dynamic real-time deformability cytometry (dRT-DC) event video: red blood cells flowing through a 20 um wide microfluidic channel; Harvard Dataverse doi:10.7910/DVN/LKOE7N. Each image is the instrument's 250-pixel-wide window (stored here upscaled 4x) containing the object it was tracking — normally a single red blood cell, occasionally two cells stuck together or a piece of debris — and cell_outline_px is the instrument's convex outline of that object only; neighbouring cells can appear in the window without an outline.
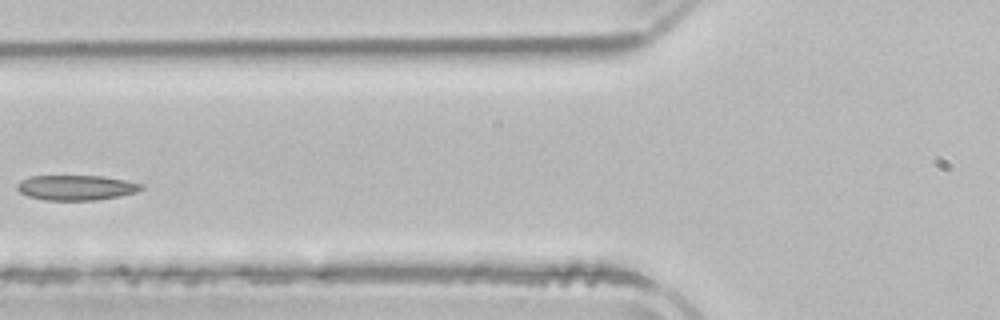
{"species": "common noctule bat (a hibernating species)", "species_latin": "Nyctalus noctula", "temperature_condition": "room temperature", "stored_images_in_passage": 3, "camera_frame_rate_fps": 3000, "um_per_image_px": 0.085, "animal": {"sex": "male", "body_mass_g": 21.5, "forearm_length_mm": 52.0}, "frame": {"image": 1, "passage_image": 3, "time_ms": 2.667, "image_size_px": [1000, 320], "cell_outline_px": [[144, 188], [136, 192], [120, 196], [96, 200], [44, 200], [28, 196], [20, 192], [16, 188], [16, 184], [20, 180], [28, 176], [100, 176], [124, 180], [144, 184]], "centroid_in_image_um": [6.45, 15.95], "position_along_channel_um": 119.3, "area_um2": 18.21}}